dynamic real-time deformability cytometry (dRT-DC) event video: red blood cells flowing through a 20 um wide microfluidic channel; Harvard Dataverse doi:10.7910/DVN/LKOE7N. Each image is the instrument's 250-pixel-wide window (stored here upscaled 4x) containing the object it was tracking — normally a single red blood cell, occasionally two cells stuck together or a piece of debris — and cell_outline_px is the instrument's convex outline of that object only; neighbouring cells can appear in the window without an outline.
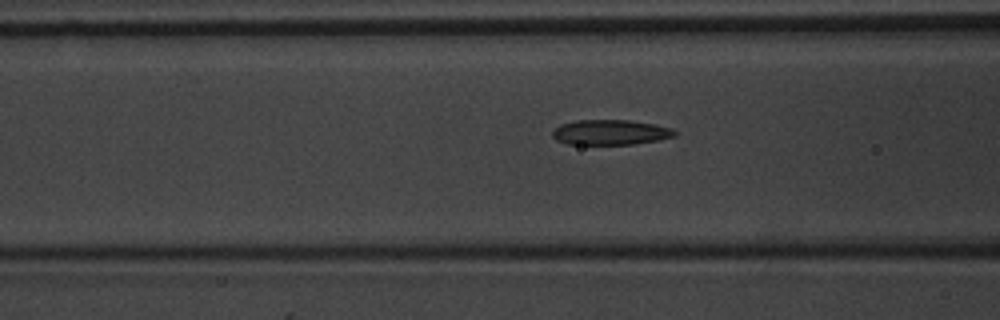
{"species": "common noctule bat (a hibernating species)", "species_latin": "Nyctalus noctula", "temperature_condition": "warm", "stored_images_in_passage": 39, "camera_frame_rate_fps": 3000, "um_per_image_px": 0.085, "animal": {"sex": "male", "body_mass_g": 20.1, "forearm_length_mm": 53.5}, "frame": {"image": 1, "passage_image": 6, "time_ms": 1.667, "image_size_px": [1000, 320], "cell_outline_px": [[676, 136], [656, 140], [632, 144], [568, 144], [556, 140], [552, 136], [552, 132], [560, 124], [576, 120], [628, 120], [656, 124], [672, 128], [676, 132]], "centroid_in_image_um": [51.88, 11.24], "position_along_channel_um": 114.7, "area_um2": 17.86}}
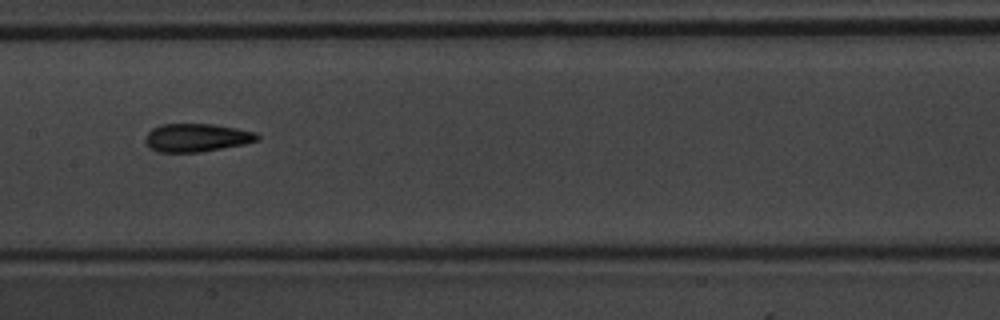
{"frame": {"image": 2, "passage_image": 12, "time_ms": 3.667, "image_size_px": [1000, 320], "cell_outline_px": [[260, 140], [244, 144], [200, 152], [160, 152], [148, 148], [144, 140], [148, 132], [152, 128], [160, 124], [212, 124], [236, 128], [256, 132], [260, 136]], "centroid_in_image_um": [16.7, 11.7], "position_along_channel_um": 190.7, "area_um2": 18.5}}
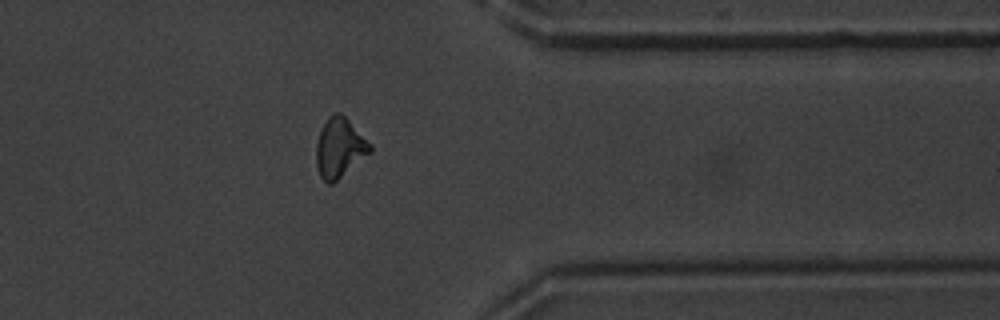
{"frame": {"image": 3, "passage_image": 28, "time_ms": 9.0, "image_size_px": [1000, 320], "cell_outline_px": [[372, 152], [332, 184], [328, 184], [320, 176], [316, 164], [316, 144], [320, 132], [328, 116], [332, 112], [340, 112], [372, 144]], "centroid_in_image_um": [28.87, 12.56], "position_along_channel_um": 382.5, "area_um2": 18.67}, "authors_computed_cell_mechanics": {"area_um2": 17.8602, "velocity_mm_per_s": 3.7822, "shape_relaxation_time_tau1_ms": 7.2909, "shape_relaxation_time_tau2_ms": 2.2504, "deformation_change_tau1": 0.1853, "deformation_change_tau2": 0.1047}}